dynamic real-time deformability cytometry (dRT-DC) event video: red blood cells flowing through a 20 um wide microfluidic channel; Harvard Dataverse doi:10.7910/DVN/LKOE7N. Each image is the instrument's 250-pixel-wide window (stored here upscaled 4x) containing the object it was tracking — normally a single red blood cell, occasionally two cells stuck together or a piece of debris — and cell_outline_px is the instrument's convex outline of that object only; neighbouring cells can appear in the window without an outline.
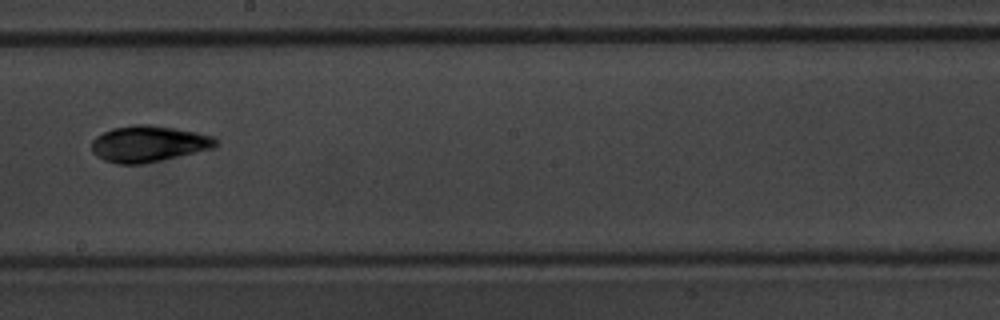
{"species": "common noctule bat (a hibernating species)", "species_latin": "Nyctalus noctula", "temperature_condition": "warm", "stored_images_in_passage": 10, "camera_frame_rate_fps": 3000, "um_per_image_px": 0.085, "animal": {"sex": "male", "body_mass_g": 20.1, "forearm_length_mm": 53.5}, "frame": {"image": 1, "passage_image": 9, "time_ms": 10.333, "image_size_px": [1000, 320], "cell_outline_px": [[216, 148], [160, 160], [140, 164], [116, 164], [104, 160], [96, 156], [92, 152], [92, 140], [96, 136], [112, 128], [136, 124], [148, 124], [196, 132], [212, 136], [216, 140]], "centroid_in_image_um": [12.6, 12.23], "position_along_channel_um": 235.6, "area_um2": 26.07}}